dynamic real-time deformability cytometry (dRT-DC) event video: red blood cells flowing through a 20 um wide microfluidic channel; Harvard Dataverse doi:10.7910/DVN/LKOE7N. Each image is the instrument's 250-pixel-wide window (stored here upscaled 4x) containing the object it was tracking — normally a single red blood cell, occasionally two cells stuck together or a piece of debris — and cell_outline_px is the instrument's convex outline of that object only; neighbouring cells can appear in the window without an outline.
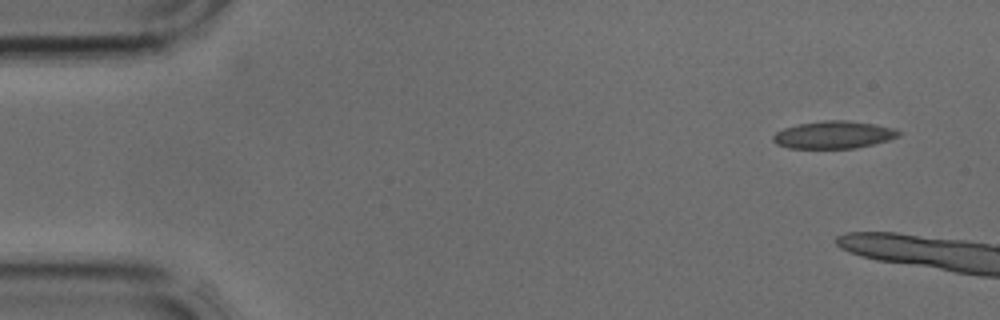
{"species": "common noctule bat (a hibernating species)", "species_latin": "Nyctalus noctula", "temperature_condition": "cold", "stored_images_in_passage": 3, "camera_frame_rate_fps": 3000, "um_per_image_px": 0.085, "animal": {"sex": "male", "body_mass_g": 17.9, "forearm_length_mm": 54.2}, "frame": {"image": 1, "passage_image": 1, "time_ms": 0.0, "image_size_px": [1000, 320], "cell_outline_px": [[900, 136], [888, 140], [856, 148], [788, 148], [776, 144], [772, 140], [772, 136], [776, 132], [784, 128], [800, 124], [824, 120], [848, 120], [872, 124], [892, 128], [900, 132]], "centroid_in_image_um": [70.82, 11.46], "position_along_channel_um": 14.2, "area_um2": 19.94}}